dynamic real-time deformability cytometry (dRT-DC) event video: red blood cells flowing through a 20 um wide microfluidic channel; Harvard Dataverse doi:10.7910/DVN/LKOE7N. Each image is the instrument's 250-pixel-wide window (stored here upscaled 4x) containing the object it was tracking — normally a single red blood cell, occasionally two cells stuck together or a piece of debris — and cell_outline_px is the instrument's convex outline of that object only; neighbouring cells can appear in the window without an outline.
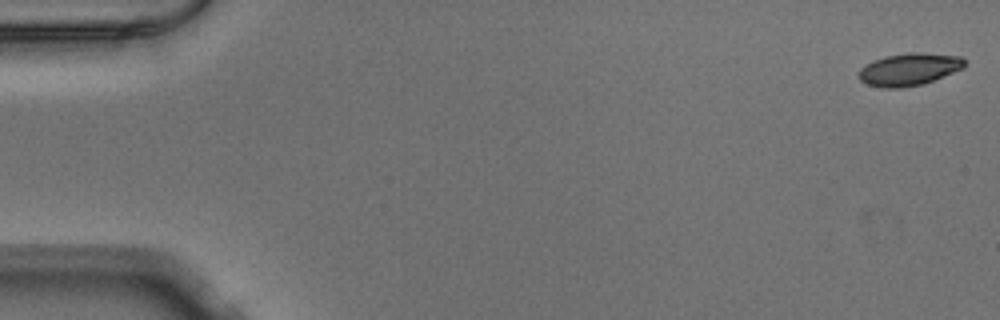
{"species": "Egyptian fruit bat (a non-hibernating species)", "species_latin": "Rousettus aegyptiacus", "temperature_condition": "warm", "stored_images_in_passage": 52, "camera_frame_rate_fps": 3000, "um_per_image_px": 0.085, "animal": {"sex": "male"}, "frame": {"image": 1, "passage_image": 1, "time_ms": 0.0, "image_size_px": [1000, 320], "cell_outline_px": [[964, 68], [932, 80], [920, 84], [900, 88], [884, 88], [868, 84], [860, 80], [856, 76], [860, 68], [872, 60], [884, 56], [912, 52], [920, 52], [960, 56], [964, 60]], "centroid_in_image_um": [77.22, 5.88], "position_along_channel_um": 7.8, "area_um2": 19.88}}
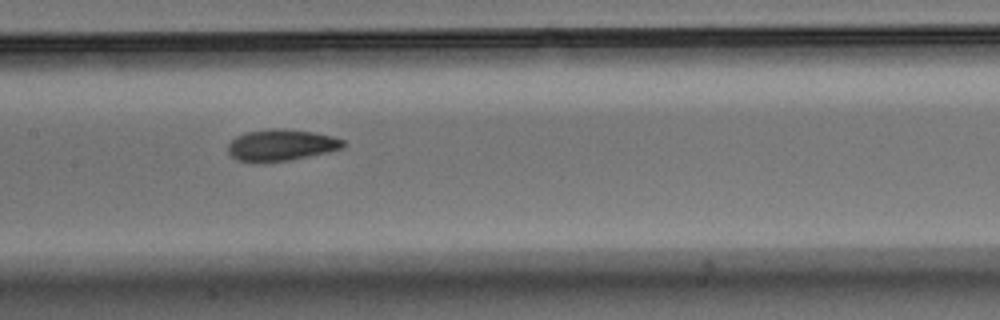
{"frame": {"image": 2, "passage_image": 26, "time_ms": 8.333, "image_size_px": [1000, 320], "cell_outline_px": [[348, 144], [344, 148], [328, 152], [288, 160], [260, 164], [252, 164], [236, 160], [228, 152], [228, 144], [236, 136], [248, 132], [268, 128], [276, 128], [312, 132], [332, 136], [344, 140]], "centroid_in_image_um": [23.88, 12.36], "position_along_channel_um": 183.5, "area_um2": 21.5}}
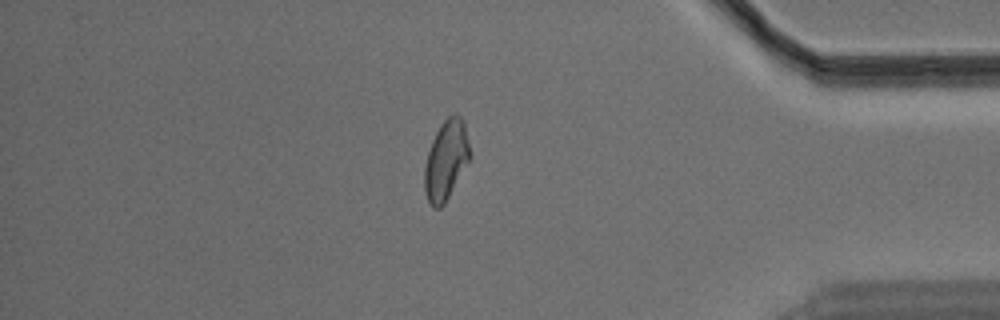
{"frame": {"image": 3, "passage_image": 45, "time_ms": 14.667, "image_size_px": [1000, 320], "cell_outline_px": [[472, 156], [444, 204], [440, 208], [432, 208], [424, 192], [424, 168], [428, 152], [432, 140], [440, 124], [452, 112], [456, 112], [460, 116], [464, 124]], "centroid_in_image_um": [37.91, 13.6], "position_along_channel_um": 397.3, "area_um2": 21.15}}